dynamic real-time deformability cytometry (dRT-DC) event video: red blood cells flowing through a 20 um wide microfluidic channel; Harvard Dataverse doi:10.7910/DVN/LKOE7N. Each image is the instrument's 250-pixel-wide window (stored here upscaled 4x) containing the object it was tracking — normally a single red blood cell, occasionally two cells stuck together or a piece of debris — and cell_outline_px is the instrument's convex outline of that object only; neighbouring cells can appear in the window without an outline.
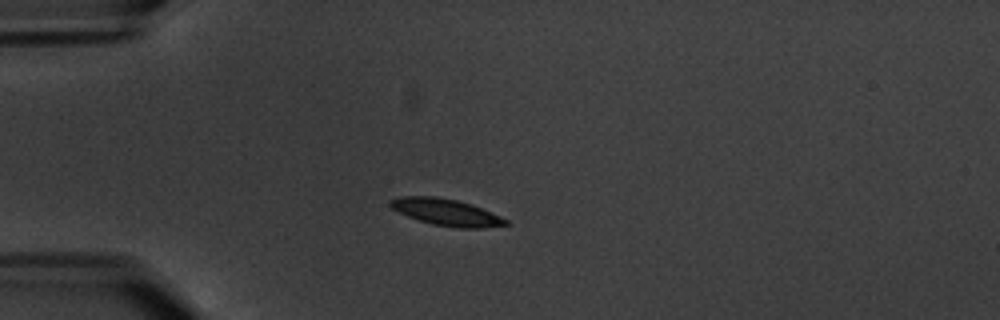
{"species": "common noctule bat (a hibernating species)", "species_latin": "Nyctalus noctula", "temperature_condition": "warm", "stored_images_in_passage": 6, "camera_frame_rate_fps": 3000, "um_per_image_px": 0.085, "animal": {"sex": "male", "body_mass_g": 20.1, "forearm_length_mm": 53.5}, "frame": {"image": 1, "passage_image": 3, "time_ms": 3.333, "image_size_px": [1000, 320], "cell_outline_px": [[512, 224], [484, 228], [460, 228], [432, 224], [408, 216], [392, 208], [388, 204], [388, 200], [400, 196], [436, 196], [456, 200], [472, 204], [500, 216], [508, 220]], "centroid_in_image_um": [37.95, 18.03], "position_along_channel_um": 47.0, "area_um2": 17.98}}